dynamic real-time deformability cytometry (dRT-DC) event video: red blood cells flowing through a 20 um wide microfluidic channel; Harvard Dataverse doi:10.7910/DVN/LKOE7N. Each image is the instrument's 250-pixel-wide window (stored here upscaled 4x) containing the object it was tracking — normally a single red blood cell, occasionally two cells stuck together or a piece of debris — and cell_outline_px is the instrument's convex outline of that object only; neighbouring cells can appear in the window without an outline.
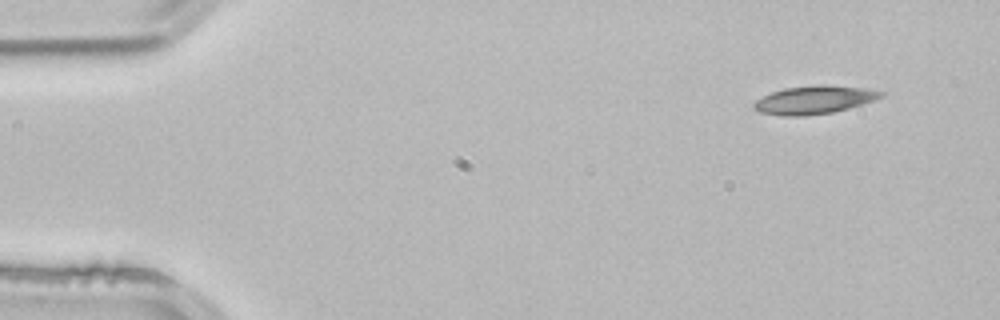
{"species": "common noctule bat (a hibernating species)", "species_latin": "Nyctalus noctula", "temperature_condition": "room temperature", "stored_images_in_passage": 3, "camera_frame_rate_fps": 3000, "um_per_image_px": 0.085, "animal": {"sex": "male", "body_mass_g": 21.5, "forearm_length_mm": 52.0}, "frame": {"image": 1, "passage_image": 1, "time_ms": 0.0, "image_size_px": [1000, 320], "cell_outline_px": [[884, 96], [848, 108], [832, 112], [804, 116], [780, 116], [760, 112], [752, 108], [752, 104], [756, 100], [772, 92], [784, 88], [820, 84], [824, 84], [868, 88], [884, 92]], "centroid_in_image_um": [69.18, 8.48], "position_along_channel_um": 15.8, "area_um2": 20.87}}
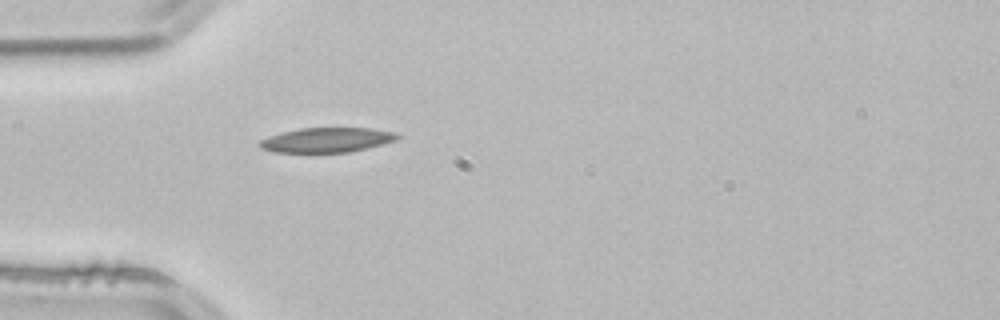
{"frame": {"image": 2, "passage_image": 3, "time_ms": 0.667, "image_size_px": [1000, 320], "cell_outline_px": [[400, 136], [396, 140], [368, 148], [348, 152], [272, 152], [260, 148], [256, 144], [260, 140], [284, 132], [300, 128], [372, 128], [396, 132]], "centroid_in_image_um": [27.79, 11.9], "position_along_channel_um": 57.2, "area_um2": 19.77}}